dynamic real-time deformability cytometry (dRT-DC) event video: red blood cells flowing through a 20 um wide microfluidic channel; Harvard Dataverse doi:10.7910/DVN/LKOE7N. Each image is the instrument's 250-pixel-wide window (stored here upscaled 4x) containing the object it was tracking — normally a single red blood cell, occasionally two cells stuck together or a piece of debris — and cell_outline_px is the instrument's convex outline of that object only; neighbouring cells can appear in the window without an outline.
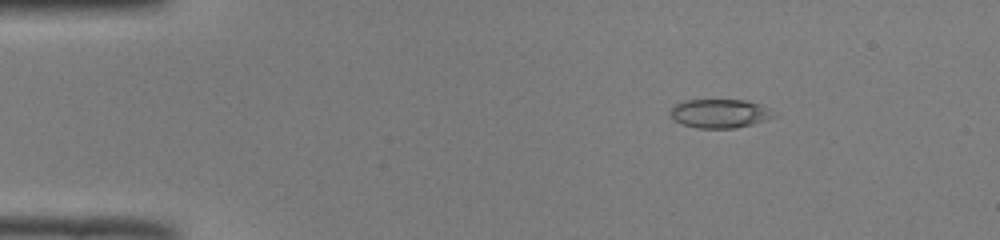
{"species": "common noctule bat (a hibernating species)", "species_latin": "Nyctalus noctula", "temperature_condition": "room temperature", "stored_images_in_passage": 52, "camera_frame_rate_fps": 3000, "um_per_image_px": 0.085, "animal": {"sex": "male", "body_mass_g": 19.0, "forearm_length_mm": 50.8}, "frame": {"image": 1, "passage_image": 9, "time_ms": 2.667, "image_size_px": [1000, 240], "cell_outline_px": [[776, 116], [752, 124], [732, 128], [696, 128], [680, 124], [672, 120], [672, 108], [676, 104], [684, 100], [744, 100], [760, 104], [768, 108]], "centroid_in_image_um": [61.15, 9.65], "position_along_channel_um": 23.9, "area_um2": 17.22}}
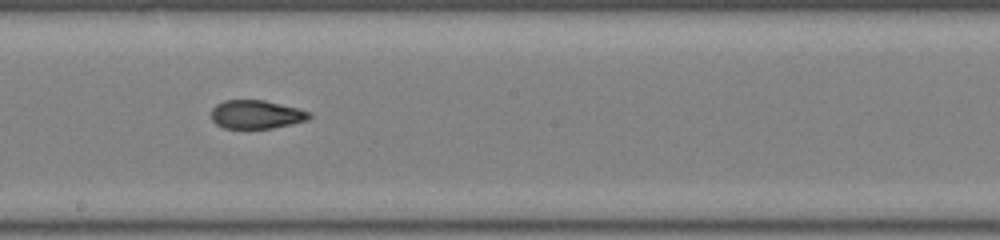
{"frame": {"image": 2, "passage_image": 30, "time_ms": 9.667, "image_size_px": [1000, 240], "cell_outline_px": [[312, 116], [308, 120], [292, 124], [272, 128], [224, 128], [216, 124], [212, 120], [212, 108], [216, 104], [224, 100], [264, 100], [300, 108], [312, 112]], "centroid_in_image_um": [21.82, 9.72], "position_along_channel_um": 226.4, "area_um2": 16.47}}
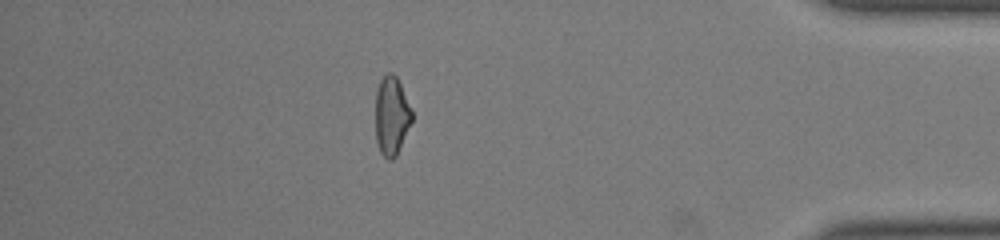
{"frame": {"image": 3, "passage_image": 46, "time_ms": 15.0, "image_size_px": [1000, 240], "cell_outline_px": [[412, 120], [396, 156], [392, 160], [388, 160], [380, 152], [376, 140], [376, 92], [380, 80], [388, 72], [392, 72], [396, 76], [400, 84], [412, 112]], "centroid_in_image_um": [33.27, 9.85], "position_along_channel_um": 401.9, "area_um2": 16.47}, "authors_computed_cell_mechanics": {"area_um2": 17.3689, "velocity_mm_per_s": 4.0086, "shape_relaxation_time_tau1_ms": null, "shape_relaxation_time_tau2_ms": 2.1135, "deformation_change_tau1": null, "deformation_change_tau2": 0.0902}}